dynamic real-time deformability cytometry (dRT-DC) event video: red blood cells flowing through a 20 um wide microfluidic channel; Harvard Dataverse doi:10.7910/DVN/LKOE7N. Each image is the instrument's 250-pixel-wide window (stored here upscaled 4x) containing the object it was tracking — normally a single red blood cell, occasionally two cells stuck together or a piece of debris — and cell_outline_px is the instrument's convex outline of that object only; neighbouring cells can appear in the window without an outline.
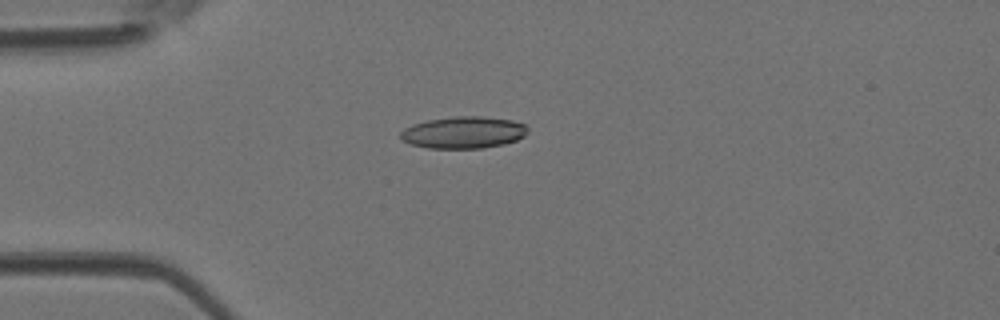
{"species": "Egyptian fruit bat (a non-hibernating species)", "species_latin": "Rousettus aegyptiacus", "temperature_condition": "room temperature", "stored_images_in_passage": 45, "camera_frame_rate_fps": 3000, "um_per_image_px": 0.085, "animal": {"sex": "female"}, "frame": {"image": 1, "passage_image": 12, "time_ms": 3.667, "image_size_px": [1000, 320], "cell_outline_px": [[528, 132], [524, 136], [516, 140], [504, 144], [484, 148], [428, 148], [412, 144], [400, 140], [400, 132], [404, 128], [412, 124], [428, 120], [456, 116], [480, 116], [512, 120], [524, 124], [528, 128]], "centroid_in_image_um": [39.39, 11.26], "position_along_channel_um": 45.6, "area_um2": 23.7}}
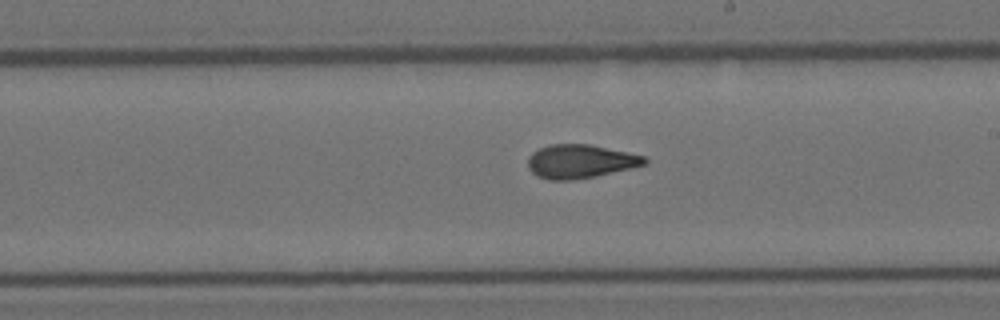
{"frame": {"image": 2, "passage_image": 26, "time_ms": 8.333, "image_size_px": [1000, 320], "cell_outline_px": [[648, 164], [596, 176], [572, 180], [548, 180], [536, 176], [528, 168], [528, 156], [532, 152], [540, 148], [552, 144], [588, 144], [644, 156], [648, 160]], "centroid_in_image_um": [49.29, 13.73], "position_along_channel_um": 239.7, "area_um2": 22.83}}
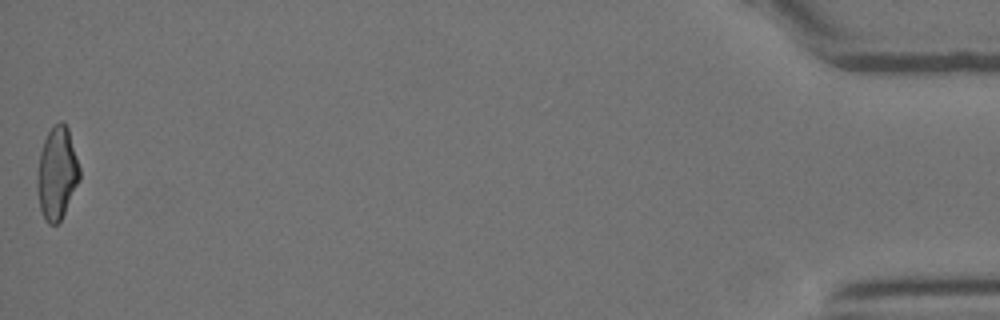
{"frame": {"image": 3, "passage_image": 45, "time_ms": 14.667, "image_size_px": [1000, 320], "cell_outline_px": [[80, 180], [60, 220], [56, 224], [48, 224], [44, 220], [40, 208], [36, 188], [36, 180], [40, 152], [44, 140], [52, 124], [60, 120], [68, 128], [80, 168]], "centroid_in_image_um": [4.83, 14.71], "position_along_channel_um": 430.4, "area_um2": 22.89}}